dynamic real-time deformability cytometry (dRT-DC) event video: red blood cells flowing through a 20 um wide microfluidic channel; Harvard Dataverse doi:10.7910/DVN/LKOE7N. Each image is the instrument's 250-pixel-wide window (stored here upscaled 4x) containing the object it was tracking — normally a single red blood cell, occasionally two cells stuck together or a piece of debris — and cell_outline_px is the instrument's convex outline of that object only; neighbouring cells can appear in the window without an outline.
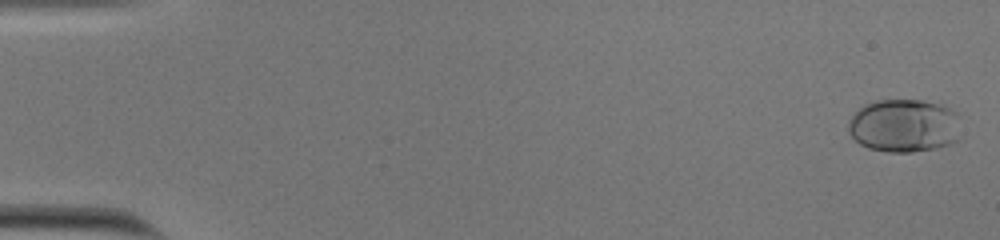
{"species": "human", "species_latin": "Homo sapiens", "temperature_condition": "cold", "stored_images_in_passage": 56, "camera_frame_rate_fps": 3000, "um_per_image_px": 0.085, "donor": {"sex": "male"}, "frame": {"image": 1, "passage_image": 2, "time_ms": 0.333, "image_size_px": [1000, 240], "cell_outline_px": [[956, 140], [952, 144], [936, 148], [912, 152], [888, 152], [868, 148], [860, 144], [848, 132], [848, 120], [864, 104], [872, 100], [924, 100], [944, 104], [956, 112]], "centroid_in_image_um": [76.8, 10.67], "position_along_channel_um": 8.2, "area_um2": 34.91}}
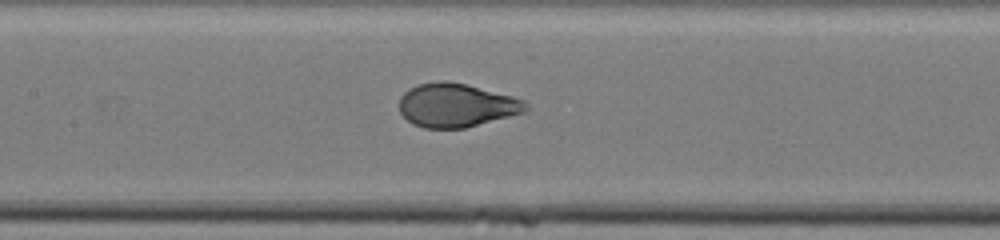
{"frame": {"image": 2, "passage_image": 28, "time_ms": 9.0, "image_size_px": [1000, 240], "cell_outline_px": [[528, 108], [524, 112], [464, 128], [424, 128], [412, 124], [400, 112], [400, 96], [408, 88], [416, 84], [436, 80], [444, 80], [464, 84], [512, 96], [524, 100], [528, 104]], "centroid_in_image_um": [38.75, 8.93], "position_along_channel_um": 168.7, "area_um2": 32.08}}
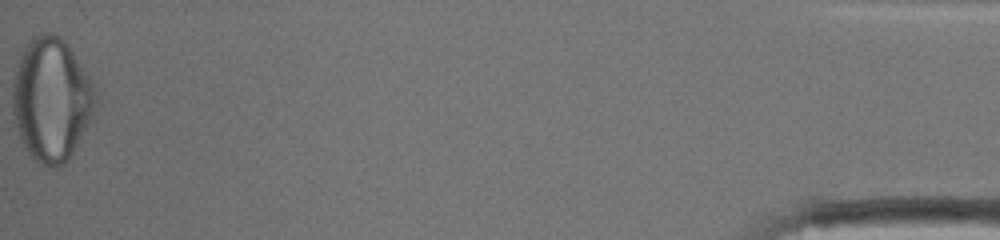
{"frame": {"image": 3, "passage_image": 56, "time_ms": 18.333, "image_size_px": [1000, 240], "cell_outline_px": [[96, 108], [84, 132], [72, 152], [56, 168], [48, 168], [40, 164], [24, 148], [20, 140], [16, 128], [12, 112], [12, 80], [16, 64], [20, 52], [32, 36], [44, 32], [48, 32], [60, 36], [72, 52], [88, 76], [92, 84], [96, 96]], "centroid_in_image_um": [4.31, 8.44], "position_along_channel_um": 430.9, "area_um2": 59.53}, "authors_computed_cell_mechanics": {"area_um2": 33.2639, "velocity_mm_per_s": 3.79, "shape_relaxation_time_tau1_ms": 5.334, "shape_relaxation_time_tau2_ms": null, "deformation_change_tau1": 0.2148, "deformation_change_tau2": null}}